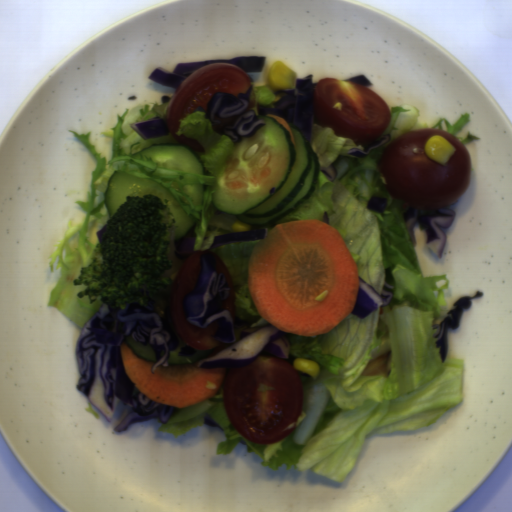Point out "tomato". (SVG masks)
<instances>
[{
	"label": "tomato",
	"mask_w": 512,
	"mask_h": 512,
	"mask_svg": "<svg viewBox=\"0 0 512 512\" xmlns=\"http://www.w3.org/2000/svg\"><path fill=\"white\" fill-rule=\"evenodd\" d=\"M250 86L251 78L238 66L221 62L200 67L178 85L168 102L165 114L168 132L177 143L185 144L199 153L205 152L197 139L183 134L176 136L180 126L178 121L198 107L206 112L207 103L215 93L238 97L239 94L248 92Z\"/></svg>",
	"instance_id": "269afe34"
},
{
	"label": "tomato",
	"mask_w": 512,
	"mask_h": 512,
	"mask_svg": "<svg viewBox=\"0 0 512 512\" xmlns=\"http://www.w3.org/2000/svg\"><path fill=\"white\" fill-rule=\"evenodd\" d=\"M211 253L216 262V272L223 273L230 294L228 298L221 302L224 310H228L233 318L236 317V292L229 269L224 264L222 258L211 249L204 251H193L181 263L170 293V314L175 332L182 342L196 351H206L220 346L224 342L218 341L212 337L215 334L218 325L213 320L206 328H200L188 322L184 311L185 297L195 288L198 276L201 271V255Z\"/></svg>",
	"instance_id": "8d92a7de"
},
{
	"label": "tomato",
	"mask_w": 512,
	"mask_h": 512,
	"mask_svg": "<svg viewBox=\"0 0 512 512\" xmlns=\"http://www.w3.org/2000/svg\"><path fill=\"white\" fill-rule=\"evenodd\" d=\"M229 421L247 440L277 443L292 434L302 415L304 389L285 358L260 353L245 367H230L222 389Z\"/></svg>",
	"instance_id": "512abeb7"
},
{
	"label": "tomato",
	"mask_w": 512,
	"mask_h": 512,
	"mask_svg": "<svg viewBox=\"0 0 512 512\" xmlns=\"http://www.w3.org/2000/svg\"><path fill=\"white\" fill-rule=\"evenodd\" d=\"M312 116L321 127L358 145L376 140L391 122L390 106L375 91L329 76L314 88Z\"/></svg>",
	"instance_id": "590e3db6"
},
{
	"label": "tomato",
	"mask_w": 512,
	"mask_h": 512,
	"mask_svg": "<svg viewBox=\"0 0 512 512\" xmlns=\"http://www.w3.org/2000/svg\"><path fill=\"white\" fill-rule=\"evenodd\" d=\"M445 137L456 149L446 165L426 156L424 144L433 135ZM377 168L389 195L417 210L446 207L468 190L472 158L455 135L437 128L407 131L383 151Z\"/></svg>",
	"instance_id": "da07e99c"
}]
</instances>
